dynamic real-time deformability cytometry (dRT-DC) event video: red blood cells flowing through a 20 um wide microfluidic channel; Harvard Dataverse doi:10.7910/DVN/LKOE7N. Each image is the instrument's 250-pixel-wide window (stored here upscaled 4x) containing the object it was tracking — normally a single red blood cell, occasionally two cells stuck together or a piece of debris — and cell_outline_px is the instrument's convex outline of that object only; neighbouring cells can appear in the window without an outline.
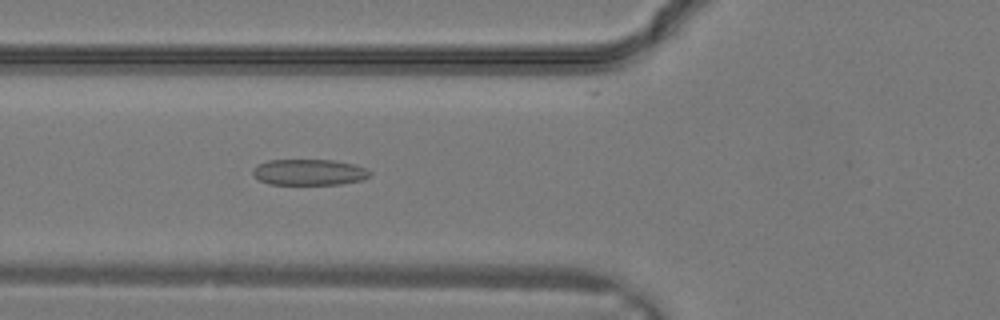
{"species": "common noctule bat (a hibernating species)", "species_latin": "Nyctalus noctula", "temperature_condition": "warm", "stored_images_in_passage": 11, "camera_frame_rate_fps": 3000, "um_per_image_px": 0.085, "animal": {"sex": "male", "body_mass_g": 19.2, "forearm_length_mm": 51.8}, "frame": {"image": 1, "passage_image": 11, "time_ms": 3.333, "image_size_px": [1000, 320], "cell_outline_px": [[372, 176], [364, 180], [340, 184], [268, 184], [260, 180], [252, 172], [252, 168], [256, 164], [268, 160], [332, 160], [352, 164], [364, 168], [372, 172]], "centroid_in_image_um": [26.28, 14.64], "position_along_channel_um": 99.5, "area_um2": 17.8}}